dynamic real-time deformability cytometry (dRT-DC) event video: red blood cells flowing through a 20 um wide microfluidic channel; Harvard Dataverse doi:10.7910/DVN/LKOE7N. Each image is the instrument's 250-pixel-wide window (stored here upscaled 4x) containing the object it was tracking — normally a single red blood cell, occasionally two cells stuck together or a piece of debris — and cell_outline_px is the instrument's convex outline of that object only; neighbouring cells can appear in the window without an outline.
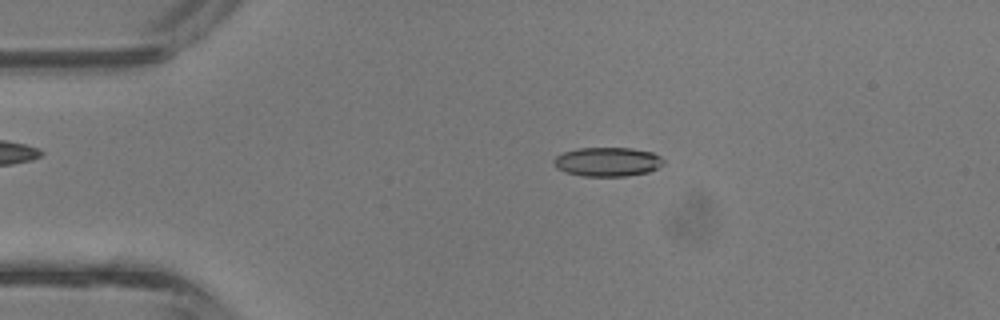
{"species": "common noctule bat (a hibernating species)", "species_latin": "Nyctalus noctula", "temperature_condition": "room temperature", "stored_images_in_passage": 4, "camera_frame_rate_fps": 3000, "um_per_image_px": 0.085, "animal": {"sex": "male", "body_mass_g": 13.3}, "frame": {"image": 1, "passage_image": 2, "time_ms": 0.333, "image_size_px": [1000, 320], "cell_outline_px": [[664, 164], [648, 172], [624, 176], [584, 176], [564, 172], [556, 168], [552, 160], [556, 156], [564, 152], [576, 148], [632, 148], [652, 152], [660, 156], [664, 160]], "centroid_in_image_um": [51.62, 13.75], "position_along_channel_um": 33.4, "area_um2": 18.67}}